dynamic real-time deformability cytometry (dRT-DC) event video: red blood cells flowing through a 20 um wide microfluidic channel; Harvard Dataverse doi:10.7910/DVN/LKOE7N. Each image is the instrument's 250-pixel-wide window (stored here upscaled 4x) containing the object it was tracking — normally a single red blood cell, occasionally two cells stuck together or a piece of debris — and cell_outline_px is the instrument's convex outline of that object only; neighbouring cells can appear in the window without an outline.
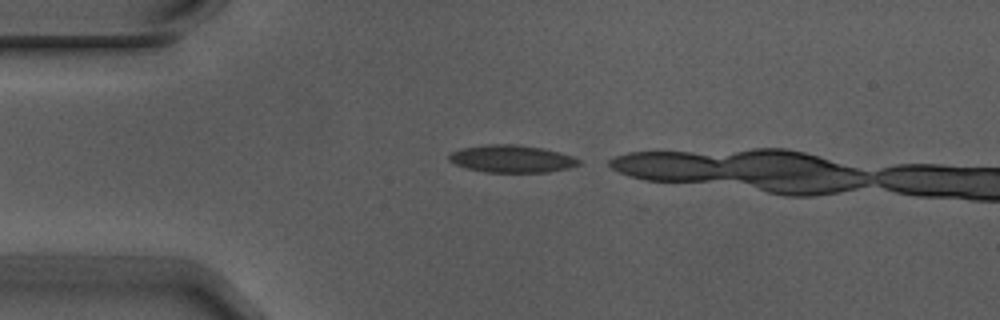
{"species": "Egyptian fruit bat (a non-hibernating species)", "species_latin": "Rousettus aegyptiacus", "temperature_condition": "warm", "stored_images_in_passage": 2, "camera_frame_rate_fps": 3000, "um_per_image_px": 0.085, "animal": {"sex": "male"}, "frame": {"image": 1, "passage_image": 1, "time_ms": 0.0, "image_size_px": [1000, 320], "cell_outline_px": [[580, 164], [568, 168], [548, 172], [484, 172], [464, 168], [448, 160], [448, 156], [452, 152], [460, 148], [488, 144], [516, 144], [544, 148], [572, 156], [580, 160]], "centroid_in_image_um": [43.47, 13.5], "position_along_channel_um": 41.5, "area_um2": 20.81}}